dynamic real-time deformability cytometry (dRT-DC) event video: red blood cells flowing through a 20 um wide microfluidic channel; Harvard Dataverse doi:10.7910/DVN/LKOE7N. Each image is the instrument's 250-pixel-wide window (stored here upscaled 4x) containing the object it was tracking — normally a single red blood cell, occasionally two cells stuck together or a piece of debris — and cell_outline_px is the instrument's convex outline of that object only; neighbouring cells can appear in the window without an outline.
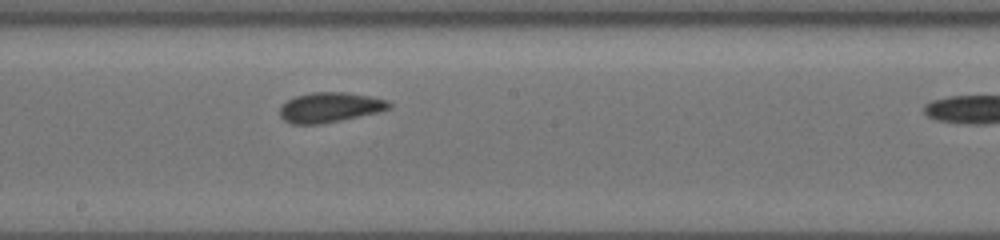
{"species": "common noctule bat (a hibernating species)", "species_latin": "Nyctalus noctula", "temperature_condition": "cold", "stored_images_in_passage": 11, "camera_frame_rate_fps": 3000, "um_per_image_px": 0.085, "animal": {"sex": "female", "body_mass_g": 19.5, "forearm_length_mm": 54.1}, "frame": {"image": 1, "passage_image": 11, "time_ms": 9.667, "image_size_px": [1000, 240], "cell_outline_px": [[392, 108], [380, 112], [320, 124], [292, 124], [284, 120], [280, 116], [280, 108], [288, 100], [296, 96], [312, 92], [348, 92], [388, 100], [392, 104]], "centroid_in_image_um": [28.07, 9.12], "position_along_channel_um": 220.1, "area_um2": 19.07}}